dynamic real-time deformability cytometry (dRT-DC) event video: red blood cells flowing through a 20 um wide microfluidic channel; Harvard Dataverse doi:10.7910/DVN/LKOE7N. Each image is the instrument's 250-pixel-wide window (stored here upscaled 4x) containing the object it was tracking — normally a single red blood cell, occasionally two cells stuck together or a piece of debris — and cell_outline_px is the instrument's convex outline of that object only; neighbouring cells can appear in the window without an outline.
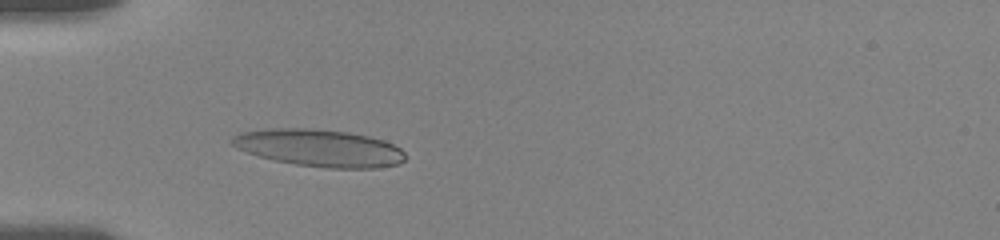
{"species": "human", "species_latin": "Homo sapiens", "temperature_condition": "room temperature", "stored_images_in_passage": 55, "camera_frame_rate_fps": 3000, "um_per_image_px": 0.085, "donor": {"sex": "female"}, "frame": {"image": 1, "passage_image": 17, "time_ms": 5.333, "image_size_px": [1000, 240], "cell_outline_px": [[404, 160], [400, 164], [376, 168], [328, 168], [296, 164], [276, 160], [260, 156], [236, 148], [232, 144], [232, 136], [240, 132], [268, 128], [312, 128], [348, 132], [368, 136], [384, 140], [400, 148], [404, 152]], "centroid_in_image_um": [27.15, 12.57], "position_along_channel_um": 57.8, "area_um2": 37.51}}
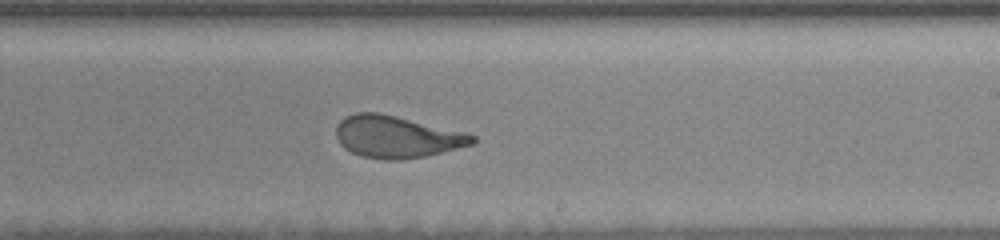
{"frame": {"image": 2, "passage_image": 34, "time_ms": 11.0, "image_size_px": [1000, 240], "cell_outline_px": [[476, 144], [424, 156], [400, 160], [384, 160], [360, 156], [344, 148], [340, 144], [336, 136], [336, 124], [340, 120], [356, 112], [376, 112], [468, 132], [476, 136]], "centroid_in_image_um": [33.74, 11.63], "position_along_channel_um": 255.3, "area_um2": 33.52}}
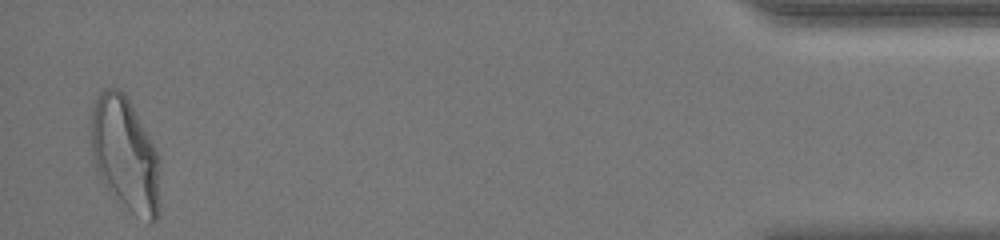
{"frame": {"image": 3, "passage_image": 54, "time_ms": 17.667, "image_size_px": [1000, 240], "cell_outline_px": [[160, 216], [152, 224], [132, 212], [104, 184], [96, 168], [92, 152], [92, 108], [100, 92], [104, 88], [120, 88], [124, 92], [156, 148], [160, 160]], "centroid_in_image_um": [10.7, 13.13], "position_along_channel_um": 424.5, "area_um2": 45.72}, "authors_computed_cell_mechanics": {"area_um2": 34.68, "velocity_mm_per_s": 3.6227, "shape_relaxation_time_tau1_ms": 6.936, "shape_relaxation_time_tau2_ms": 0.9656, "deformation_change_tau1": 0.2139, "deformation_change_tau2": 0.0813}}